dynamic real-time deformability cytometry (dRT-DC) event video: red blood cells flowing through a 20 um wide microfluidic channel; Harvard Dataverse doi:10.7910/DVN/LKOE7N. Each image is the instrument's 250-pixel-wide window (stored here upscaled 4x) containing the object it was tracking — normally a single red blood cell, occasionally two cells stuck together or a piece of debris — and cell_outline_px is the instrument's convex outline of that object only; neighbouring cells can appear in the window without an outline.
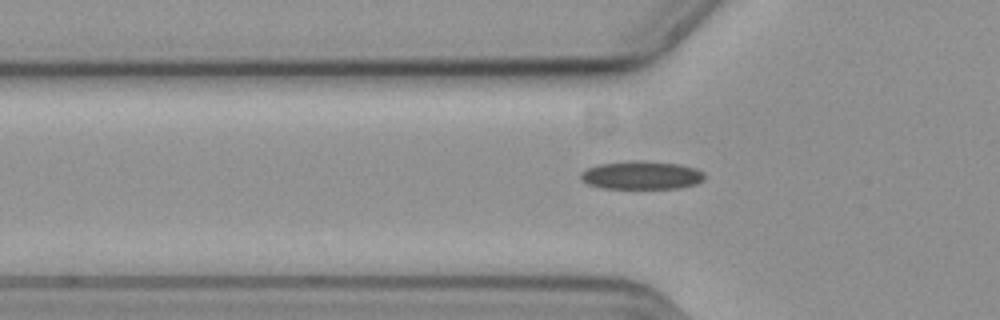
{"species": "common noctule bat (a hibernating species)", "species_latin": "Nyctalus noctula", "temperature_condition": "cold", "stored_images_in_passage": 35, "camera_frame_rate_fps": 3000, "um_per_image_px": 0.085, "animal": {"sex": "female", "body_mass_g": 19.3, "forearm_length_mm": 54.1}, "frame": {"image": 1, "passage_image": 5, "time_ms": 1.333, "image_size_px": [1000, 320], "cell_outline_px": [[704, 180], [696, 184], [676, 188], [600, 188], [588, 184], [580, 176], [580, 172], [588, 168], [600, 164], [628, 160], [644, 160], [680, 164], [696, 168], [704, 172]], "centroid_in_image_um": [54.55, 14.88], "position_along_channel_um": 71.3, "area_um2": 20.52}}
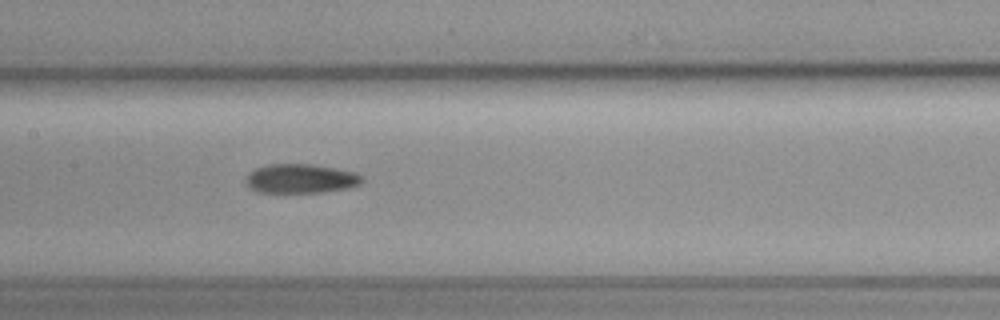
{"frame": {"image": 2, "passage_image": 14, "time_ms": 4.333, "image_size_px": [1000, 320], "cell_outline_px": [[364, 180], [360, 184], [344, 188], [324, 192], [256, 192], [248, 184], [248, 176], [256, 168], [268, 164], [312, 164], [336, 168], [356, 172]], "centroid_in_image_um": [25.6, 15.17], "position_along_channel_um": 181.8, "area_um2": 19.42}}
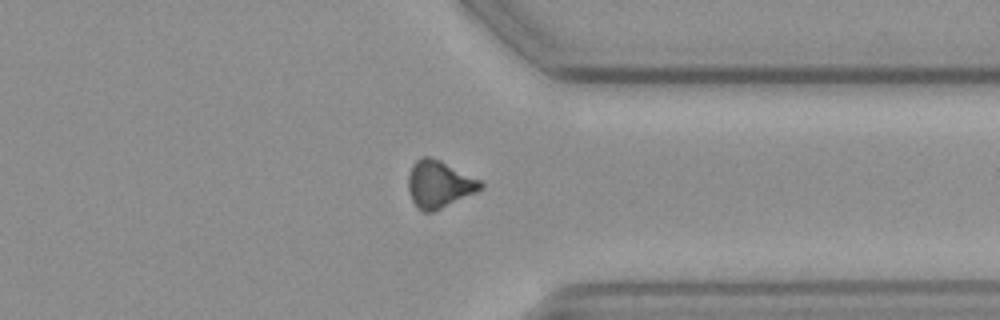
{"frame": {"image": 3, "passage_image": 30, "time_ms": 9.667, "image_size_px": [1000, 320], "cell_outline_px": [[484, 188], [476, 192], [432, 212], [420, 212], [412, 200], [408, 188], [408, 176], [412, 164], [420, 156], [428, 156], [440, 160], [480, 180], [484, 184]], "centroid_in_image_um": [37.3, 15.65], "position_along_channel_um": 374.1, "area_um2": 19.83}}